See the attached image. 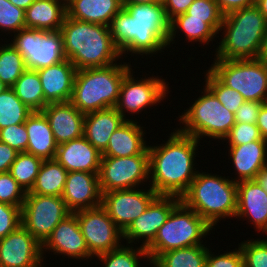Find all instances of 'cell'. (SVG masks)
Wrapping results in <instances>:
<instances>
[{
	"label": "cell",
	"mask_w": 267,
	"mask_h": 267,
	"mask_svg": "<svg viewBox=\"0 0 267 267\" xmlns=\"http://www.w3.org/2000/svg\"><path fill=\"white\" fill-rule=\"evenodd\" d=\"M114 44L121 52L134 56L161 53L167 47L170 20L163 2L123 4L109 26ZM124 54V55H123ZM152 54V55H151Z\"/></svg>",
	"instance_id": "1"
},
{
	"label": "cell",
	"mask_w": 267,
	"mask_h": 267,
	"mask_svg": "<svg viewBox=\"0 0 267 267\" xmlns=\"http://www.w3.org/2000/svg\"><path fill=\"white\" fill-rule=\"evenodd\" d=\"M164 144L148 145L149 182L158 195L181 197L196 177V138L174 129Z\"/></svg>",
	"instance_id": "2"
},
{
	"label": "cell",
	"mask_w": 267,
	"mask_h": 267,
	"mask_svg": "<svg viewBox=\"0 0 267 267\" xmlns=\"http://www.w3.org/2000/svg\"><path fill=\"white\" fill-rule=\"evenodd\" d=\"M60 32L65 57L77 70L106 67L123 58L113 42L109 26L66 16Z\"/></svg>",
	"instance_id": "3"
},
{
	"label": "cell",
	"mask_w": 267,
	"mask_h": 267,
	"mask_svg": "<svg viewBox=\"0 0 267 267\" xmlns=\"http://www.w3.org/2000/svg\"><path fill=\"white\" fill-rule=\"evenodd\" d=\"M224 36L216 48L215 59L259 58L267 21L256 5L224 16L219 31Z\"/></svg>",
	"instance_id": "4"
},
{
	"label": "cell",
	"mask_w": 267,
	"mask_h": 267,
	"mask_svg": "<svg viewBox=\"0 0 267 267\" xmlns=\"http://www.w3.org/2000/svg\"><path fill=\"white\" fill-rule=\"evenodd\" d=\"M181 201L194 210L212 228L219 220L232 218L237 212V182L229 176L197 172Z\"/></svg>",
	"instance_id": "5"
},
{
	"label": "cell",
	"mask_w": 267,
	"mask_h": 267,
	"mask_svg": "<svg viewBox=\"0 0 267 267\" xmlns=\"http://www.w3.org/2000/svg\"><path fill=\"white\" fill-rule=\"evenodd\" d=\"M77 70L70 102L82 113L115 107L129 62Z\"/></svg>",
	"instance_id": "6"
},
{
	"label": "cell",
	"mask_w": 267,
	"mask_h": 267,
	"mask_svg": "<svg viewBox=\"0 0 267 267\" xmlns=\"http://www.w3.org/2000/svg\"><path fill=\"white\" fill-rule=\"evenodd\" d=\"M212 229L202 217L180 201L158 229L154 240L145 248L149 257L148 264L166 251L202 245V239Z\"/></svg>",
	"instance_id": "7"
},
{
	"label": "cell",
	"mask_w": 267,
	"mask_h": 267,
	"mask_svg": "<svg viewBox=\"0 0 267 267\" xmlns=\"http://www.w3.org/2000/svg\"><path fill=\"white\" fill-rule=\"evenodd\" d=\"M204 92L189 108L179 115L180 126L178 130L193 136L198 141L203 137L222 140L234 126L235 115L227 110L205 86Z\"/></svg>",
	"instance_id": "8"
},
{
	"label": "cell",
	"mask_w": 267,
	"mask_h": 267,
	"mask_svg": "<svg viewBox=\"0 0 267 267\" xmlns=\"http://www.w3.org/2000/svg\"><path fill=\"white\" fill-rule=\"evenodd\" d=\"M213 63L208 69L225 86L239 92L246 101L267 102V65L264 60L214 59Z\"/></svg>",
	"instance_id": "9"
},
{
	"label": "cell",
	"mask_w": 267,
	"mask_h": 267,
	"mask_svg": "<svg viewBox=\"0 0 267 267\" xmlns=\"http://www.w3.org/2000/svg\"><path fill=\"white\" fill-rule=\"evenodd\" d=\"M10 44L24 58L27 69L40 70L66 59L60 30L23 28L14 34Z\"/></svg>",
	"instance_id": "10"
},
{
	"label": "cell",
	"mask_w": 267,
	"mask_h": 267,
	"mask_svg": "<svg viewBox=\"0 0 267 267\" xmlns=\"http://www.w3.org/2000/svg\"><path fill=\"white\" fill-rule=\"evenodd\" d=\"M98 176L101 193L145 185L144 182L149 180L148 147L141 154L134 156H102Z\"/></svg>",
	"instance_id": "11"
},
{
	"label": "cell",
	"mask_w": 267,
	"mask_h": 267,
	"mask_svg": "<svg viewBox=\"0 0 267 267\" xmlns=\"http://www.w3.org/2000/svg\"><path fill=\"white\" fill-rule=\"evenodd\" d=\"M71 213L62 197L26 192L21 208V222L42 244L55 227Z\"/></svg>",
	"instance_id": "12"
},
{
	"label": "cell",
	"mask_w": 267,
	"mask_h": 267,
	"mask_svg": "<svg viewBox=\"0 0 267 267\" xmlns=\"http://www.w3.org/2000/svg\"><path fill=\"white\" fill-rule=\"evenodd\" d=\"M73 213L77 216L81 233L93 259L122 245L123 232L102 205Z\"/></svg>",
	"instance_id": "13"
},
{
	"label": "cell",
	"mask_w": 267,
	"mask_h": 267,
	"mask_svg": "<svg viewBox=\"0 0 267 267\" xmlns=\"http://www.w3.org/2000/svg\"><path fill=\"white\" fill-rule=\"evenodd\" d=\"M155 77V78H154ZM158 76L135 79L131 69L124 77L118 102L115 109L126 119V111L129 115L138 114L147 107H151L160 101H163L169 92V87L165 79ZM131 112V113H130Z\"/></svg>",
	"instance_id": "14"
},
{
	"label": "cell",
	"mask_w": 267,
	"mask_h": 267,
	"mask_svg": "<svg viewBox=\"0 0 267 267\" xmlns=\"http://www.w3.org/2000/svg\"><path fill=\"white\" fill-rule=\"evenodd\" d=\"M145 190V191H144ZM158 194L149 189H123L102 193V206L118 228L124 232Z\"/></svg>",
	"instance_id": "15"
},
{
	"label": "cell",
	"mask_w": 267,
	"mask_h": 267,
	"mask_svg": "<svg viewBox=\"0 0 267 267\" xmlns=\"http://www.w3.org/2000/svg\"><path fill=\"white\" fill-rule=\"evenodd\" d=\"M180 201L181 198L177 196L157 195L146 210L123 232V239L130 245L137 244V241L139 243L140 239L142 241L140 246L146 248Z\"/></svg>",
	"instance_id": "16"
},
{
	"label": "cell",
	"mask_w": 267,
	"mask_h": 267,
	"mask_svg": "<svg viewBox=\"0 0 267 267\" xmlns=\"http://www.w3.org/2000/svg\"><path fill=\"white\" fill-rule=\"evenodd\" d=\"M42 244L21 224L0 239V267H44Z\"/></svg>",
	"instance_id": "17"
},
{
	"label": "cell",
	"mask_w": 267,
	"mask_h": 267,
	"mask_svg": "<svg viewBox=\"0 0 267 267\" xmlns=\"http://www.w3.org/2000/svg\"><path fill=\"white\" fill-rule=\"evenodd\" d=\"M49 251L55 255L63 254L71 259H92L84 236L81 233L77 216L74 213L69 214L53 230V232L42 243V255ZM45 252V253H44ZM57 253V254H56Z\"/></svg>",
	"instance_id": "18"
},
{
	"label": "cell",
	"mask_w": 267,
	"mask_h": 267,
	"mask_svg": "<svg viewBox=\"0 0 267 267\" xmlns=\"http://www.w3.org/2000/svg\"><path fill=\"white\" fill-rule=\"evenodd\" d=\"M61 197L72 213L102 205L98 174L84 171L68 172Z\"/></svg>",
	"instance_id": "19"
},
{
	"label": "cell",
	"mask_w": 267,
	"mask_h": 267,
	"mask_svg": "<svg viewBox=\"0 0 267 267\" xmlns=\"http://www.w3.org/2000/svg\"><path fill=\"white\" fill-rule=\"evenodd\" d=\"M235 217L247 218L257 231L267 235V192L256 179L237 182Z\"/></svg>",
	"instance_id": "20"
},
{
	"label": "cell",
	"mask_w": 267,
	"mask_h": 267,
	"mask_svg": "<svg viewBox=\"0 0 267 267\" xmlns=\"http://www.w3.org/2000/svg\"><path fill=\"white\" fill-rule=\"evenodd\" d=\"M41 112L46 116L58 145L83 137L85 114L70 101L49 103Z\"/></svg>",
	"instance_id": "21"
},
{
	"label": "cell",
	"mask_w": 267,
	"mask_h": 267,
	"mask_svg": "<svg viewBox=\"0 0 267 267\" xmlns=\"http://www.w3.org/2000/svg\"><path fill=\"white\" fill-rule=\"evenodd\" d=\"M101 153L83 136L57 146L55 159L68 171L99 174Z\"/></svg>",
	"instance_id": "22"
},
{
	"label": "cell",
	"mask_w": 267,
	"mask_h": 267,
	"mask_svg": "<svg viewBox=\"0 0 267 267\" xmlns=\"http://www.w3.org/2000/svg\"><path fill=\"white\" fill-rule=\"evenodd\" d=\"M36 71L40 77L45 101L48 104L71 100L77 69L70 60L65 59L58 64Z\"/></svg>",
	"instance_id": "23"
},
{
	"label": "cell",
	"mask_w": 267,
	"mask_h": 267,
	"mask_svg": "<svg viewBox=\"0 0 267 267\" xmlns=\"http://www.w3.org/2000/svg\"><path fill=\"white\" fill-rule=\"evenodd\" d=\"M125 121L115 107L86 113L83 136L102 153L107 148L112 133Z\"/></svg>",
	"instance_id": "24"
},
{
	"label": "cell",
	"mask_w": 267,
	"mask_h": 267,
	"mask_svg": "<svg viewBox=\"0 0 267 267\" xmlns=\"http://www.w3.org/2000/svg\"><path fill=\"white\" fill-rule=\"evenodd\" d=\"M229 158L236 170L234 181L256 179L267 164V141L263 138L240 146H229Z\"/></svg>",
	"instance_id": "25"
},
{
	"label": "cell",
	"mask_w": 267,
	"mask_h": 267,
	"mask_svg": "<svg viewBox=\"0 0 267 267\" xmlns=\"http://www.w3.org/2000/svg\"><path fill=\"white\" fill-rule=\"evenodd\" d=\"M122 8V0H68L66 2L67 17L106 26H110L113 17Z\"/></svg>",
	"instance_id": "26"
},
{
	"label": "cell",
	"mask_w": 267,
	"mask_h": 267,
	"mask_svg": "<svg viewBox=\"0 0 267 267\" xmlns=\"http://www.w3.org/2000/svg\"><path fill=\"white\" fill-rule=\"evenodd\" d=\"M137 120H126L121 127L115 130L102 156L127 157L141 154L146 145L143 126Z\"/></svg>",
	"instance_id": "27"
},
{
	"label": "cell",
	"mask_w": 267,
	"mask_h": 267,
	"mask_svg": "<svg viewBox=\"0 0 267 267\" xmlns=\"http://www.w3.org/2000/svg\"><path fill=\"white\" fill-rule=\"evenodd\" d=\"M25 127L29 137L26 152L43 160L55 159L58 144L46 116L41 111H34Z\"/></svg>",
	"instance_id": "28"
},
{
	"label": "cell",
	"mask_w": 267,
	"mask_h": 267,
	"mask_svg": "<svg viewBox=\"0 0 267 267\" xmlns=\"http://www.w3.org/2000/svg\"><path fill=\"white\" fill-rule=\"evenodd\" d=\"M67 16L64 0H35L25 10V26L37 30H60Z\"/></svg>",
	"instance_id": "29"
},
{
	"label": "cell",
	"mask_w": 267,
	"mask_h": 267,
	"mask_svg": "<svg viewBox=\"0 0 267 267\" xmlns=\"http://www.w3.org/2000/svg\"><path fill=\"white\" fill-rule=\"evenodd\" d=\"M67 175L68 171L56 159L44 160L29 193L61 197Z\"/></svg>",
	"instance_id": "30"
},
{
	"label": "cell",
	"mask_w": 267,
	"mask_h": 267,
	"mask_svg": "<svg viewBox=\"0 0 267 267\" xmlns=\"http://www.w3.org/2000/svg\"><path fill=\"white\" fill-rule=\"evenodd\" d=\"M178 29V30H177ZM184 33L185 39L190 42L209 44L217 33L206 23V19L190 18V15L182 13L170 20V34L167 46L171 47V42L175 41L176 32Z\"/></svg>",
	"instance_id": "31"
},
{
	"label": "cell",
	"mask_w": 267,
	"mask_h": 267,
	"mask_svg": "<svg viewBox=\"0 0 267 267\" xmlns=\"http://www.w3.org/2000/svg\"><path fill=\"white\" fill-rule=\"evenodd\" d=\"M205 245L166 251L151 263V267H205L208 253V248Z\"/></svg>",
	"instance_id": "32"
},
{
	"label": "cell",
	"mask_w": 267,
	"mask_h": 267,
	"mask_svg": "<svg viewBox=\"0 0 267 267\" xmlns=\"http://www.w3.org/2000/svg\"><path fill=\"white\" fill-rule=\"evenodd\" d=\"M12 88L16 96L32 111H42L48 105L36 70L26 69Z\"/></svg>",
	"instance_id": "33"
},
{
	"label": "cell",
	"mask_w": 267,
	"mask_h": 267,
	"mask_svg": "<svg viewBox=\"0 0 267 267\" xmlns=\"http://www.w3.org/2000/svg\"><path fill=\"white\" fill-rule=\"evenodd\" d=\"M33 112L16 96L13 88L0 94V129L25 123Z\"/></svg>",
	"instance_id": "34"
},
{
	"label": "cell",
	"mask_w": 267,
	"mask_h": 267,
	"mask_svg": "<svg viewBox=\"0 0 267 267\" xmlns=\"http://www.w3.org/2000/svg\"><path fill=\"white\" fill-rule=\"evenodd\" d=\"M43 161L42 158L31 153L18 152L15 161L10 166L9 173L25 192H29L35 183Z\"/></svg>",
	"instance_id": "35"
},
{
	"label": "cell",
	"mask_w": 267,
	"mask_h": 267,
	"mask_svg": "<svg viewBox=\"0 0 267 267\" xmlns=\"http://www.w3.org/2000/svg\"><path fill=\"white\" fill-rule=\"evenodd\" d=\"M24 58L9 43L0 45V81L12 88L26 70Z\"/></svg>",
	"instance_id": "36"
},
{
	"label": "cell",
	"mask_w": 267,
	"mask_h": 267,
	"mask_svg": "<svg viewBox=\"0 0 267 267\" xmlns=\"http://www.w3.org/2000/svg\"><path fill=\"white\" fill-rule=\"evenodd\" d=\"M136 248V249H135ZM133 247L127 244L97 256L104 267H141L140 258L149 261L144 247Z\"/></svg>",
	"instance_id": "37"
},
{
	"label": "cell",
	"mask_w": 267,
	"mask_h": 267,
	"mask_svg": "<svg viewBox=\"0 0 267 267\" xmlns=\"http://www.w3.org/2000/svg\"><path fill=\"white\" fill-rule=\"evenodd\" d=\"M205 73V86L215 95L219 102L232 113H236L238 108L246 101L243 96L225 86L209 69Z\"/></svg>",
	"instance_id": "38"
},
{
	"label": "cell",
	"mask_w": 267,
	"mask_h": 267,
	"mask_svg": "<svg viewBox=\"0 0 267 267\" xmlns=\"http://www.w3.org/2000/svg\"><path fill=\"white\" fill-rule=\"evenodd\" d=\"M185 14L190 18L206 19V23L218 34L224 15L215 0H194Z\"/></svg>",
	"instance_id": "39"
},
{
	"label": "cell",
	"mask_w": 267,
	"mask_h": 267,
	"mask_svg": "<svg viewBox=\"0 0 267 267\" xmlns=\"http://www.w3.org/2000/svg\"><path fill=\"white\" fill-rule=\"evenodd\" d=\"M244 267H267V239H252L239 243Z\"/></svg>",
	"instance_id": "40"
},
{
	"label": "cell",
	"mask_w": 267,
	"mask_h": 267,
	"mask_svg": "<svg viewBox=\"0 0 267 267\" xmlns=\"http://www.w3.org/2000/svg\"><path fill=\"white\" fill-rule=\"evenodd\" d=\"M26 28L25 10L13 5L9 0H0V30L18 32ZM4 30V31H3ZM10 31V32H9Z\"/></svg>",
	"instance_id": "41"
},
{
	"label": "cell",
	"mask_w": 267,
	"mask_h": 267,
	"mask_svg": "<svg viewBox=\"0 0 267 267\" xmlns=\"http://www.w3.org/2000/svg\"><path fill=\"white\" fill-rule=\"evenodd\" d=\"M26 197L25 190L9 172L0 173V202L22 207Z\"/></svg>",
	"instance_id": "42"
},
{
	"label": "cell",
	"mask_w": 267,
	"mask_h": 267,
	"mask_svg": "<svg viewBox=\"0 0 267 267\" xmlns=\"http://www.w3.org/2000/svg\"><path fill=\"white\" fill-rule=\"evenodd\" d=\"M261 139L262 136L256 124L235 123L223 141H228L229 146H240Z\"/></svg>",
	"instance_id": "43"
},
{
	"label": "cell",
	"mask_w": 267,
	"mask_h": 267,
	"mask_svg": "<svg viewBox=\"0 0 267 267\" xmlns=\"http://www.w3.org/2000/svg\"><path fill=\"white\" fill-rule=\"evenodd\" d=\"M28 139L25 123L0 129V141L18 152H26Z\"/></svg>",
	"instance_id": "44"
},
{
	"label": "cell",
	"mask_w": 267,
	"mask_h": 267,
	"mask_svg": "<svg viewBox=\"0 0 267 267\" xmlns=\"http://www.w3.org/2000/svg\"><path fill=\"white\" fill-rule=\"evenodd\" d=\"M21 208L0 202V239L5 238L22 224Z\"/></svg>",
	"instance_id": "45"
},
{
	"label": "cell",
	"mask_w": 267,
	"mask_h": 267,
	"mask_svg": "<svg viewBox=\"0 0 267 267\" xmlns=\"http://www.w3.org/2000/svg\"><path fill=\"white\" fill-rule=\"evenodd\" d=\"M205 267H244L241 249L231 250L227 253L215 255L208 248Z\"/></svg>",
	"instance_id": "46"
},
{
	"label": "cell",
	"mask_w": 267,
	"mask_h": 267,
	"mask_svg": "<svg viewBox=\"0 0 267 267\" xmlns=\"http://www.w3.org/2000/svg\"><path fill=\"white\" fill-rule=\"evenodd\" d=\"M263 103L257 101H245L237 110L236 123L256 124L258 113Z\"/></svg>",
	"instance_id": "47"
},
{
	"label": "cell",
	"mask_w": 267,
	"mask_h": 267,
	"mask_svg": "<svg viewBox=\"0 0 267 267\" xmlns=\"http://www.w3.org/2000/svg\"><path fill=\"white\" fill-rule=\"evenodd\" d=\"M194 0H163L166 16L169 20L185 13Z\"/></svg>",
	"instance_id": "48"
},
{
	"label": "cell",
	"mask_w": 267,
	"mask_h": 267,
	"mask_svg": "<svg viewBox=\"0 0 267 267\" xmlns=\"http://www.w3.org/2000/svg\"><path fill=\"white\" fill-rule=\"evenodd\" d=\"M17 154L18 151L0 141V173L9 172Z\"/></svg>",
	"instance_id": "49"
},
{
	"label": "cell",
	"mask_w": 267,
	"mask_h": 267,
	"mask_svg": "<svg viewBox=\"0 0 267 267\" xmlns=\"http://www.w3.org/2000/svg\"><path fill=\"white\" fill-rule=\"evenodd\" d=\"M220 11L225 16L236 10L244 9L253 6V0H215Z\"/></svg>",
	"instance_id": "50"
},
{
	"label": "cell",
	"mask_w": 267,
	"mask_h": 267,
	"mask_svg": "<svg viewBox=\"0 0 267 267\" xmlns=\"http://www.w3.org/2000/svg\"><path fill=\"white\" fill-rule=\"evenodd\" d=\"M260 134L267 141V102L261 105L256 122Z\"/></svg>",
	"instance_id": "51"
},
{
	"label": "cell",
	"mask_w": 267,
	"mask_h": 267,
	"mask_svg": "<svg viewBox=\"0 0 267 267\" xmlns=\"http://www.w3.org/2000/svg\"><path fill=\"white\" fill-rule=\"evenodd\" d=\"M257 182L267 192V164L259 171L256 177Z\"/></svg>",
	"instance_id": "52"
},
{
	"label": "cell",
	"mask_w": 267,
	"mask_h": 267,
	"mask_svg": "<svg viewBox=\"0 0 267 267\" xmlns=\"http://www.w3.org/2000/svg\"><path fill=\"white\" fill-rule=\"evenodd\" d=\"M16 7L26 10L35 0H9Z\"/></svg>",
	"instance_id": "53"
},
{
	"label": "cell",
	"mask_w": 267,
	"mask_h": 267,
	"mask_svg": "<svg viewBox=\"0 0 267 267\" xmlns=\"http://www.w3.org/2000/svg\"><path fill=\"white\" fill-rule=\"evenodd\" d=\"M159 2H163V0H124L123 4H146Z\"/></svg>",
	"instance_id": "54"
},
{
	"label": "cell",
	"mask_w": 267,
	"mask_h": 267,
	"mask_svg": "<svg viewBox=\"0 0 267 267\" xmlns=\"http://www.w3.org/2000/svg\"><path fill=\"white\" fill-rule=\"evenodd\" d=\"M259 58H267V30L265 32Z\"/></svg>",
	"instance_id": "55"
},
{
	"label": "cell",
	"mask_w": 267,
	"mask_h": 267,
	"mask_svg": "<svg viewBox=\"0 0 267 267\" xmlns=\"http://www.w3.org/2000/svg\"><path fill=\"white\" fill-rule=\"evenodd\" d=\"M256 6L259 8V11L264 15L267 21V0H261L256 4Z\"/></svg>",
	"instance_id": "56"
},
{
	"label": "cell",
	"mask_w": 267,
	"mask_h": 267,
	"mask_svg": "<svg viewBox=\"0 0 267 267\" xmlns=\"http://www.w3.org/2000/svg\"><path fill=\"white\" fill-rule=\"evenodd\" d=\"M8 87H6V85L0 81V94L5 91Z\"/></svg>",
	"instance_id": "57"
},
{
	"label": "cell",
	"mask_w": 267,
	"mask_h": 267,
	"mask_svg": "<svg viewBox=\"0 0 267 267\" xmlns=\"http://www.w3.org/2000/svg\"><path fill=\"white\" fill-rule=\"evenodd\" d=\"M261 0H253L254 5H256L258 2H260Z\"/></svg>",
	"instance_id": "58"
},
{
	"label": "cell",
	"mask_w": 267,
	"mask_h": 267,
	"mask_svg": "<svg viewBox=\"0 0 267 267\" xmlns=\"http://www.w3.org/2000/svg\"><path fill=\"white\" fill-rule=\"evenodd\" d=\"M261 59L264 60L267 65V58H261Z\"/></svg>",
	"instance_id": "59"
}]
</instances>
